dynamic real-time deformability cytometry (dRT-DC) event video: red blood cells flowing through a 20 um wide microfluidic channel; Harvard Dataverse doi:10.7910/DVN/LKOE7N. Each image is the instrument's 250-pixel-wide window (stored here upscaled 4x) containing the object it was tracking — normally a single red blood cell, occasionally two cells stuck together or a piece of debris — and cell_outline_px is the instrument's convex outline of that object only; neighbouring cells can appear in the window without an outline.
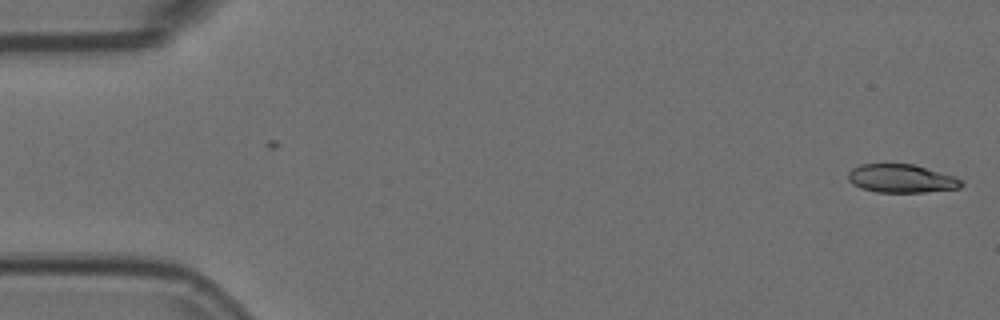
{"species": "Egyptian fruit bat (a non-hibernating species)", "species_latin": "Rousettus aegyptiacus", "temperature_condition": "room temperature", "stored_images_in_passage": 5, "camera_frame_rate_fps": 3000, "um_per_image_px": 0.085, "animal": {"sex": "female"}, "frame": {"image": 1, "passage_image": 5, "time_ms": 1.333, "image_size_px": [1000, 320], "cell_outline_px": [[964, 184], [960, 188], [924, 192], [876, 192], [860, 188], [852, 184], [848, 180], [848, 172], [852, 168], [860, 164], [912, 164], [956, 176], [964, 180]], "centroid_in_image_um": [76.63, 15.18], "position_along_channel_um": 8.4, "area_um2": 18.9}}